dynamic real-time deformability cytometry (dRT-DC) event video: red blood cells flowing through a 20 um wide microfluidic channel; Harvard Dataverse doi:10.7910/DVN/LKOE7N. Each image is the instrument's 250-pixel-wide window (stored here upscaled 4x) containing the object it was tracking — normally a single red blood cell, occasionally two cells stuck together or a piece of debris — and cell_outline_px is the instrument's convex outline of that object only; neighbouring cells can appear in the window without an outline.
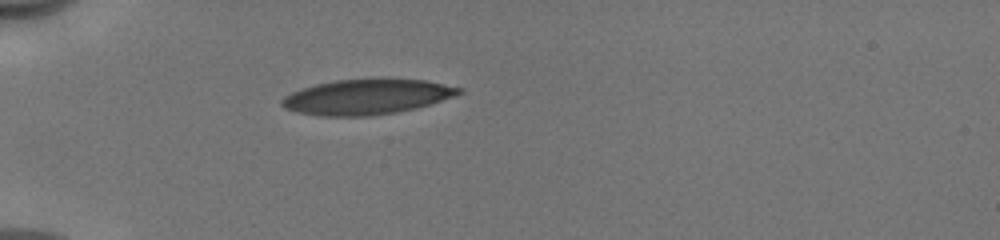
{"species": "human", "species_latin": "Homo sapiens", "temperature_condition": "cold", "stored_images_in_passage": 37, "camera_frame_rate_fps": 3000, "um_per_image_px": 0.085, "donor": {"sex": "male"}, "frame": {"image": 1, "passage_image": 1, "time_ms": 0.0, "image_size_px": [1000, 240], "cell_outline_px": [[464, 92], [416, 108], [396, 112], [368, 116], [320, 116], [296, 112], [284, 108], [280, 104], [280, 100], [284, 96], [300, 88], [316, 84], [336, 80], [380, 76], [384, 76], [424, 80], [464, 88]], "centroid_in_image_um": [31.15, 8.19], "position_along_channel_um": 53.8, "area_um2": 37.17}}
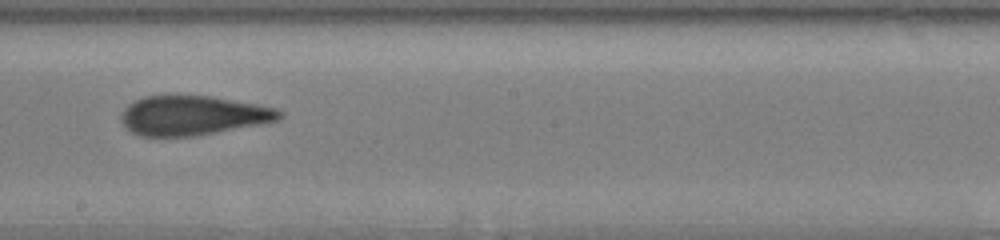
{"frame": {"image": 2, "passage_image": 16, "time_ms": 5.0, "image_size_px": [1000, 240], "cell_outline_px": [[284, 116], [280, 120], [264, 124], [192, 136], [140, 136], [124, 128], [120, 120], [120, 116], [124, 108], [128, 104], [144, 96], [208, 96], [280, 108], [284, 112]], "centroid_in_image_um": [16.42, 9.82], "position_along_channel_um": 231.8, "area_um2": 36.59}}
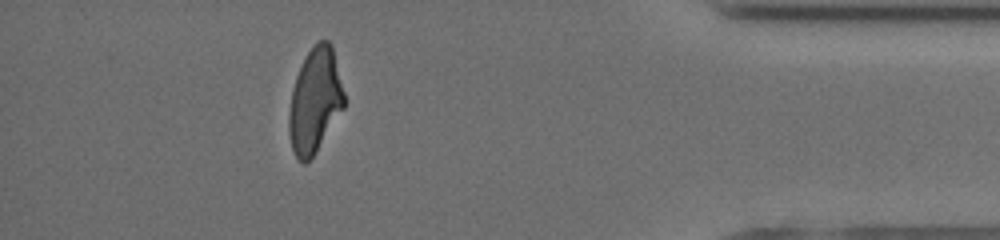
{"frame": {"image": 3, "passage_image": 32, "time_ms": 10.333, "image_size_px": [1000, 240], "cell_outline_px": [[344, 108], [312, 156], [304, 164], [296, 156], [292, 148], [288, 128], [288, 116], [292, 88], [296, 76], [308, 52], [320, 40], [328, 40], [332, 44], [344, 92]], "centroid_in_image_um": [26.77, 8.53], "position_along_channel_um": 408.4, "area_um2": 33.12}, "authors_computed_cell_mechanics": {"area_um2": 36.5874, "velocity_mm_per_s": 3.9861, "shape_relaxation_time_tau1_ms": 11.3331, "shape_relaxation_time_tau2_ms": 1.7534, "deformation_change_tau1": 0.2809, "deformation_change_tau2": 0.0911}}